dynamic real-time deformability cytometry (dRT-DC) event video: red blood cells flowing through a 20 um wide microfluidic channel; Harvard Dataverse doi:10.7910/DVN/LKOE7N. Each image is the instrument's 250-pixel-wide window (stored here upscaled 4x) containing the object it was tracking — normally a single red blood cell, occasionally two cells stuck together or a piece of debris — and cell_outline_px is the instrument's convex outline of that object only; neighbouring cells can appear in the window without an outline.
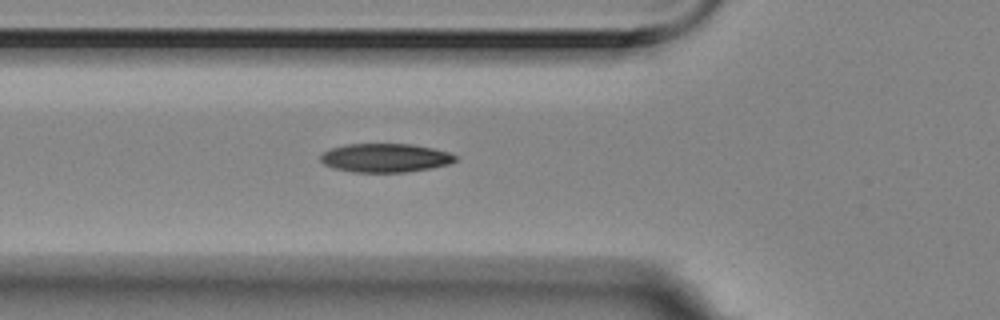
{"species": "Egyptian fruit bat (a non-hibernating species)", "species_latin": "Rousettus aegyptiacus", "temperature_condition": "room temperature", "stored_images_in_passage": 5, "segment_of_instrument_passage": [1, 2], "camera_frame_rate_fps": 3000, "um_per_image_px": 0.085, "animal": {"sex": "female"}, "frame": {"image": 1, "passage_image": 4, "time_ms": 1.0, "image_size_px": [1000, 320], "cell_outline_px": [[456, 160], [448, 164], [408, 172], [352, 172], [336, 168], [324, 164], [320, 160], [320, 152], [328, 148], [348, 144], [412, 144], [432, 148], [448, 152], [456, 156]], "centroid_in_image_um": [32.69, 13.41], "position_along_channel_um": 93.1, "area_um2": 22.54}}